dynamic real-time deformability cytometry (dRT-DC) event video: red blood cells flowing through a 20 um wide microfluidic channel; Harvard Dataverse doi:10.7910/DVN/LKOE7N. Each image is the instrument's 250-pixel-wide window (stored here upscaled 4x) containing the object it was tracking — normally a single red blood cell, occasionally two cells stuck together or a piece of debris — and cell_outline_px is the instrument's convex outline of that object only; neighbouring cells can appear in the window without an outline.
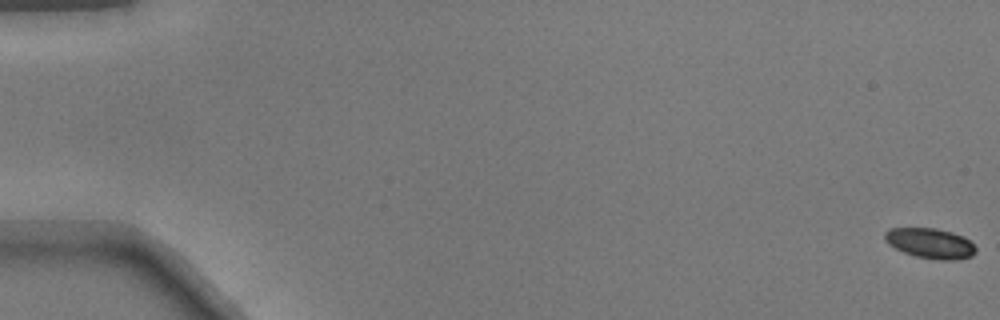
{"species": "common noctule bat (a hibernating species)", "species_latin": "Nyctalus noctula", "temperature_condition": "warm", "stored_images_in_passage": 17, "camera_frame_rate_fps": 3000, "um_per_image_px": 0.085, "animal": {"sex": "male", "body_mass_g": 17.9}, "frame": {"image": 1, "passage_image": 1, "time_ms": 0.0, "image_size_px": [1000, 320], "cell_outline_px": [[976, 252], [972, 256], [960, 260], [936, 260], [916, 256], [904, 252], [888, 244], [884, 240], [884, 232], [888, 228], [936, 228], [952, 232], [964, 236], [976, 248]], "centroid_in_image_um": [79.07, 20.68], "position_along_channel_um": 5.9, "area_um2": 16.18}}
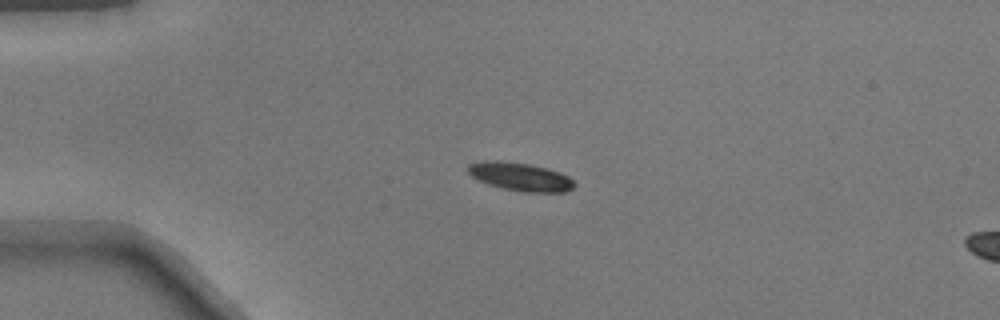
{"frame": {"image": 2, "passage_image": 14, "time_ms": 4.333, "image_size_px": [1000, 320], "cell_outline_px": [[576, 184], [572, 188], [564, 192], [520, 192], [488, 184], [472, 176], [468, 172], [468, 164], [484, 160], [496, 160], [528, 164], [548, 168], [560, 172], [568, 176]], "centroid_in_image_um": [44.23, 15.02], "position_along_channel_um": 40.8, "area_um2": 17.46}}